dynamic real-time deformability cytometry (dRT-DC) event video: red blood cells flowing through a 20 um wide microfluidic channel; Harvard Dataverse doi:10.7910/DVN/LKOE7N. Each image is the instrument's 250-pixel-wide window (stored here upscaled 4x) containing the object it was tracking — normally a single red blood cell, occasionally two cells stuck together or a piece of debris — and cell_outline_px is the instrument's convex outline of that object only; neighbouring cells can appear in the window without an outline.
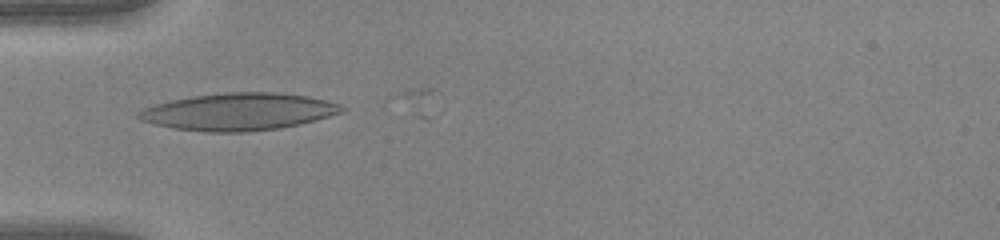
{"species": "human", "species_latin": "Homo sapiens", "temperature_condition": "warm", "stored_images_in_passage": 17, "camera_frame_rate_fps": 3000, "um_per_image_px": 0.085, "donor": {"sex": "female"}, "frame": {"image": 1, "passage_image": 15, "time_ms": 4.667, "image_size_px": [1000, 240], "cell_outline_px": [[348, 108], [344, 112], [316, 120], [300, 124], [280, 128], [244, 132], [204, 132], [172, 128], [152, 124], [140, 120], [136, 116], [136, 112], [140, 108], [168, 100], [192, 96], [224, 92], [276, 92], [308, 96], [340, 104]], "centroid_in_image_um": [20.24, 9.49], "position_along_channel_um": 64.8, "area_um2": 44.68}}